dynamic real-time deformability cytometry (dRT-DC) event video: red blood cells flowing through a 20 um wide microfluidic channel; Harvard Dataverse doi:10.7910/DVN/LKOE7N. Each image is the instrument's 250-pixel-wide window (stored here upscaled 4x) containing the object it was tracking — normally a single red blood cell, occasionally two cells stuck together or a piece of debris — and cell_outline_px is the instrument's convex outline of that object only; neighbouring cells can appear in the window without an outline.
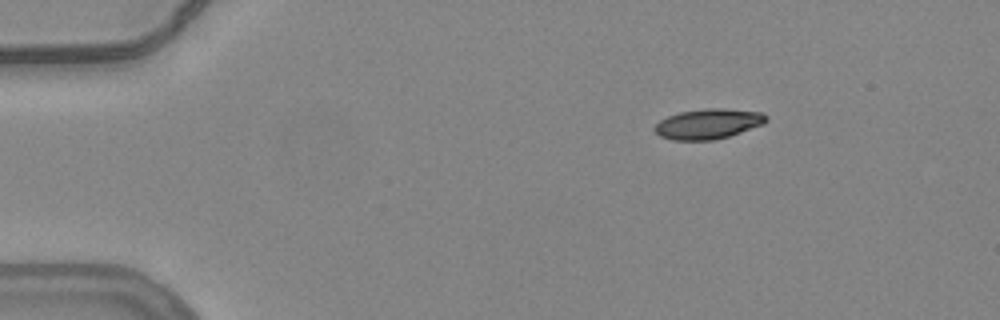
{"species": "common noctule bat (a hibernating species)", "species_latin": "Nyctalus noctula", "temperature_condition": "warm", "stored_images_in_passage": 47, "camera_frame_rate_fps": 3000, "um_per_image_px": 0.085, "animal": {"sex": "female", "body_mass_g": 24.6, "forearm_length_mm": 56.2}, "frame": {"image": 1, "passage_image": 1, "time_ms": 0.0, "image_size_px": [1000, 320], "cell_outline_px": [[768, 120], [764, 124], [728, 136], [712, 140], [672, 140], [660, 136], [652, 128], [660, 120], [668, 116], [680, 112], [704, 108], [724, 108], [764, 112], [768, 116]], "centroid_in_image_um": [60.21, 10.51], "position_along_channel_um": 24.8, "area_um2": 19.71}}
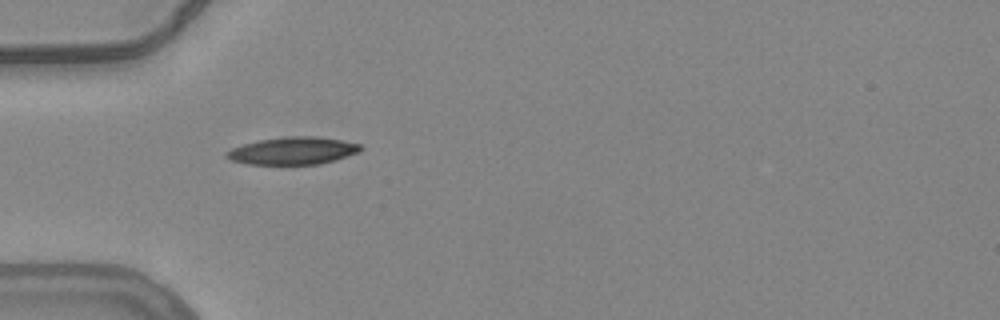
{"frame": {"image": 2, "passage_image": 10, "time_ms": 3.0, "image_size_px": [1000, 320], "cell_outline_px": [[364, 148], [360, 152], [336, 160], [320, 164], [248, 164], [232, 160], [224, 156], [224, 152], [232, 148], [244, 144], [260, 140], [288, 136], [316, 136], [340, 140], [360, 144]], "centroid_in_image_um": [24.92, 12.82], "position_along_channel_um": 60.1, "area_um2": 21.44}}
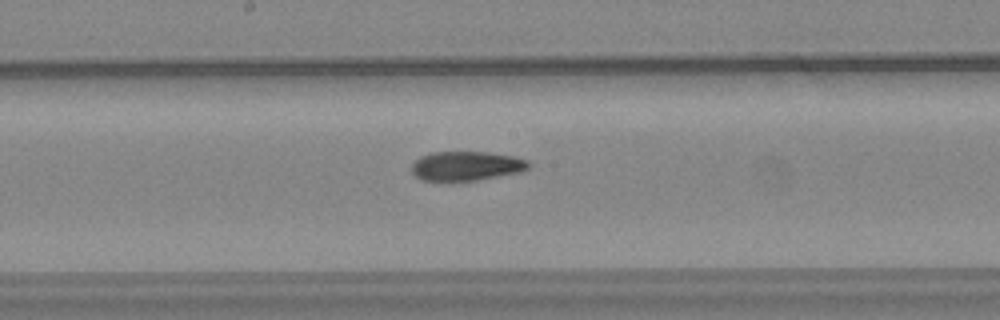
{"frame": {"image": 3, "passage_image": 22, "time_ms": 7.0, "image_size_px": [1000, 320], "cell_outline_px": [[532, 164], [528, 168], [520, 172], [476, 180], [448, 184], [420, 180], [412, 172], [412, 164], [420, 156], [432, 152], [488, 152], [512, 156], [528, 160]], "centroid_in_image_um": [39.59, 14.15], "position_along_channel_um": 208.6, "area_um2": 20.63}, "authors_computed_cell_mechanics": {"area_um2": 20.4612, "velocity_mm_per_s": 3.7955, "shape_relaxation_time_tau1_ms": 7.1338, "shape_relaxation_time_tau2_ms": 3.4718, "deformation_change_tau1": 0.2221, "deformation_change_tau2": 0.1122}}